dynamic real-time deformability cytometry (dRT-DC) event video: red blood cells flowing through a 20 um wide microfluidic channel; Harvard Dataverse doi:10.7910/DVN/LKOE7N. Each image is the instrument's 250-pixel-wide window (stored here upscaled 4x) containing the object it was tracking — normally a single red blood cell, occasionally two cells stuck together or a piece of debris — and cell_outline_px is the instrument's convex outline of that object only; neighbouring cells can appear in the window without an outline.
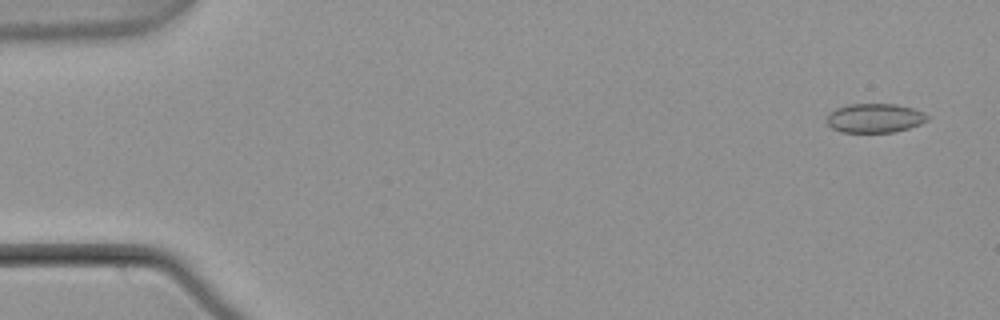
{"species": "common noctule bat (a hibernating species)", "species_latin": "Nyctalus noctula", "temperature_condition": "warm", "stored_images_in_passage": 5, "camera_frame_rate_fps": 3000, "um_per_image_px": 0.085, "animal": {"sex": "male", "body_mass_g": 21.5, "forearm_length_mm": 52.0}, "frame": {"image": 1, "passage_image": 1, "time_ms": 0.0, "image_size_px": [1000, 320], "cell_outline_px": [[928, 120], [920, 124], [896, 132], [840, 132], [832, 128], [828, 124], [824, 116], [836, 108], [848, 104], [896, 104], [912, 108], [924, 112], [928, 116]], "centroid_in_image_um": [74.32, 10.03], "position_along_channel_um": 10.7, "area_um2": 17.22}}
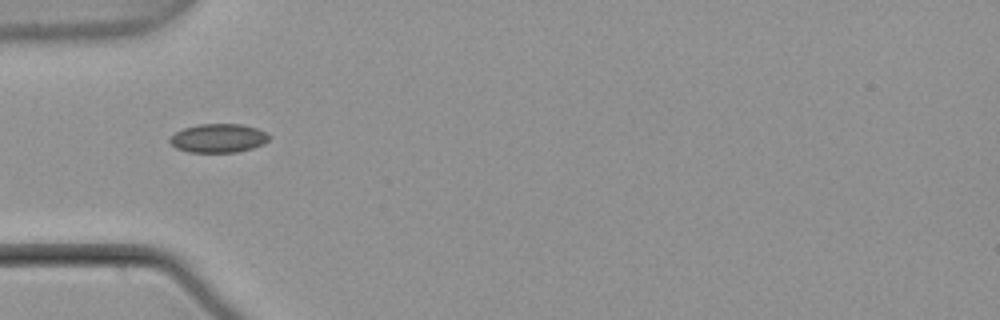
{"frame": {"image": 2, "passage_image": 4, "time_ms": 1.0, "image_size_px": [1000, 320], "cell_outline_px": [[272, 136], [264, 144], [252, 148], [236, 152], [188, 152], [176, 148], [168, 140], [176, 132], [184, 128], [200, 124], [240, 124], [256, 128]], "centroid_in_image_um": [18.57, 11.75], "position_along_channel_um": 66.4, "area_um2": 16.53}}
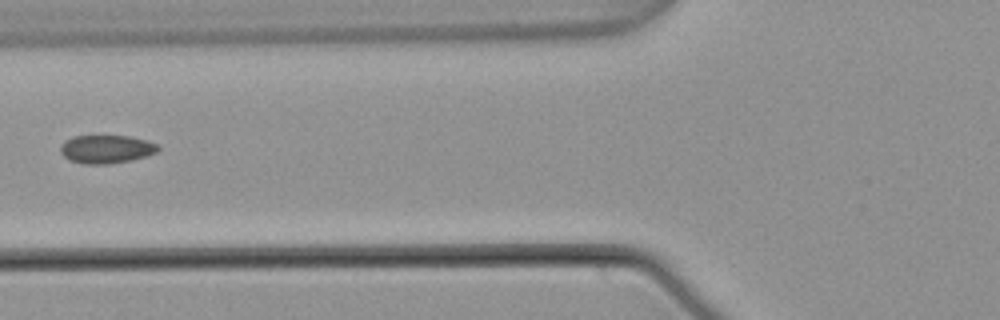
{"frame": {"image": 3, "passage_image": 5, "time_ms": 1.333, "image_size_px": [1000, 320], "cell_outline_px": [[160, 148], [156, 152], [148, 156], [132, 160], [108, 164], [84, 164], [68, 160], [60, 152], [60, 144], [64, 140], [72, 136], [132, 136], [148, 140], [156, 144]], "centroid_in_image_um": [9.02, 12.67], "position_along_channel_um": 116.8, "area_um2": 16.36}}